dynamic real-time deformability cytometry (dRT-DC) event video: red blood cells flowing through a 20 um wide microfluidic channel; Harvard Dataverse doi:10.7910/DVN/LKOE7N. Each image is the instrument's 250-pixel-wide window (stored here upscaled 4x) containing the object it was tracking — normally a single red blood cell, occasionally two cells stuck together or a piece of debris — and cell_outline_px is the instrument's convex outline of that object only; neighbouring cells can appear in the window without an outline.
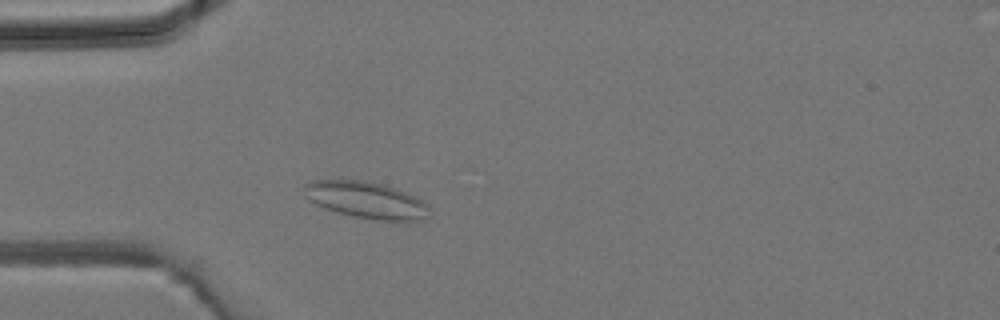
{"species": "common noctule bat (a hibernating species)", "species_latin": "Nyctalus noctula", "temperature_condition": "room temperature", "stored_images_in_passage": 30, "camera_frame_rate_fps": 3000, "um_per_image_px": 0.085, "animal": {"sex": "male", "body_mass_g": 19.2, "forearm_length_mm": 51.8}, "frame": {"image": 1, "passage_image": 3, "time_ms": 0.667, "image_size_px": [1000, 320], "cell_outline_px": [[428, 208], [424, 220], [380, 220], [352, 216], [316, 204], [308, 196], [304, 188], [304, 184], [312, 180], [360, 180], [380, 184], [396, 188], [416, 196]], "centroid_in_image_um": [31.13, 16.99], "position_along_channel_um": 53.9, "area_um2": 25.95}}
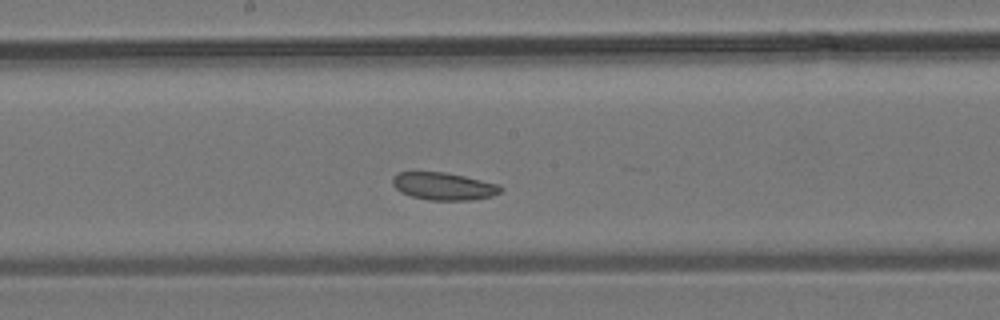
{"frame": {"image": 2, "passage_image": 14, "time_ms": 4.333, "image_size_px": [1000, 320], "cell_outline_px": [[504, 188], [500, 192], [492, 196], [472, 200], [428, 200], [412, 196], [400, 192], [392, 184], [392, 176], [396, 172], [444, 172], [464, 176], [500, 184]], "centroid_in_image_um": [37.71, 15.83], "position_along_channel_um": 210.5, "area_um2": 17.46}}
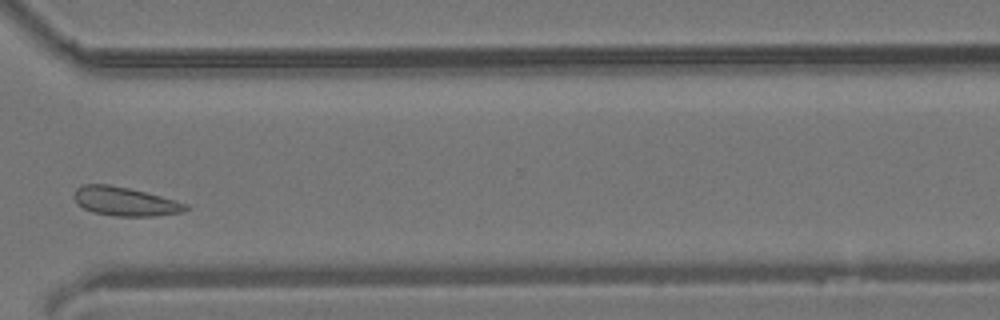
{"frame": {"image": 3, "passage_image": 24, "time_ms": 7.667, "image_size_px": [1000, 320], "cell_outline_px": [[188, 208], [184, 212], [152, 216], [116, 216], [92, 212], [76, 204], [72, 196], [76, 188], [84, 184], [108, 184], [128, 188], [176, 200], [188, 204]], "centroid_in_image_um": [10.59, 17.12], "position_along_channel_um": 360.0, "area_um2": 18.79}}